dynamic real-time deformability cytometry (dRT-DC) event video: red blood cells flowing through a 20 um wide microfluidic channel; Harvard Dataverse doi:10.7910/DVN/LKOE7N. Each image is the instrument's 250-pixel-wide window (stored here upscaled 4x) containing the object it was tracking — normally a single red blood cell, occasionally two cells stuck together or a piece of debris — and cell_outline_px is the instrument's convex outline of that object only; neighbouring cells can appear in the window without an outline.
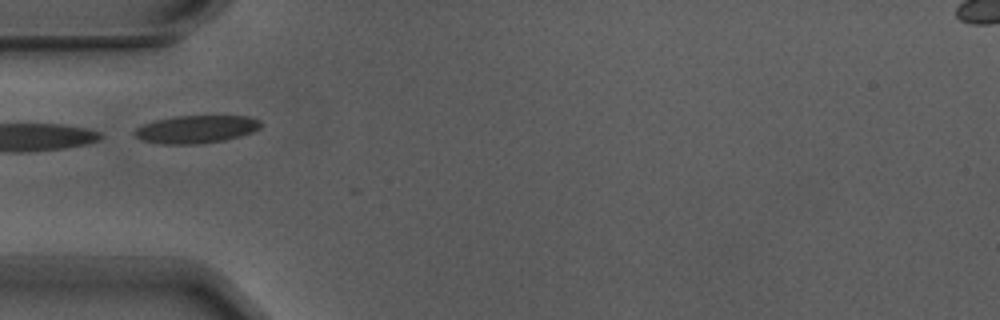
{"species": "Egyptian fruit bat (a non-hibernating species)", "species_latin": "Rousettus aegyptiacus", "temperature_condition": "warm", "stored_images_in_passage": 2, "camera_frame_rate_fps": 3000, "um_per_image_px": 0.085, "animal": {"sex": "male"}, "frame": {"image": 1, "passage_image": 1, "time_ms": 0.0, "image_size_px": [1000, 320], "cell_outline_px": [[260, 128], [252, 132], [240, 136], [224, 140], [196, 144], [164, 144], [144, 140], [136, 136], [132, 132], [136, 128], [144, 124], [156, 120], [176, 116], [248, 116], [260, 120]], "centroid_in_image_um": [16.69, 10.98], "position_along_channel_um": 68.3, "area_um2": 20.23}}